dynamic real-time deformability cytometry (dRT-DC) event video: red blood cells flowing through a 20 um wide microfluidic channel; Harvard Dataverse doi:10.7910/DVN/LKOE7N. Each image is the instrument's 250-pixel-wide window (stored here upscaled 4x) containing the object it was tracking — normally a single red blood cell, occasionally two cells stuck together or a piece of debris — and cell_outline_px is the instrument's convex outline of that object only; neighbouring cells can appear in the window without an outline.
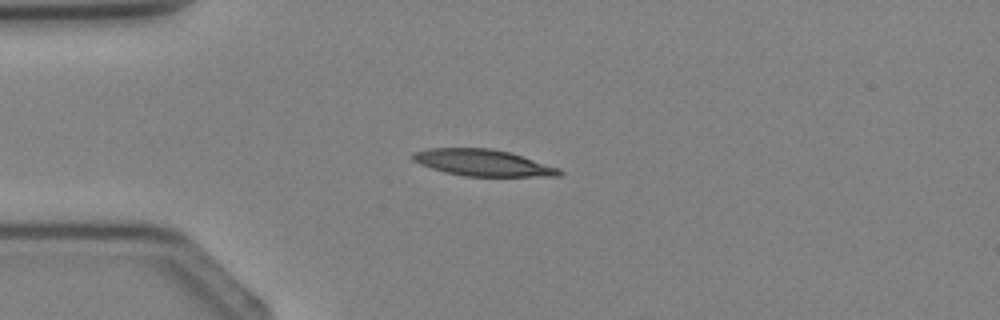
{"species": "Egyptian fruit bat (a non-hibernating species)", "species_latin": "Rousettus aegyptiacus", "temperature_condition": "cold", "stored_images_in_passage": 2, "camera_frame_rate_fps": 3000, "um_per_image_px": 0.085, "animal": {"sex": "female"}, "frame": {"image": 1, "passage_image": 2, "time_ms": 1.333, "image_size_px": [1000, 320], "cell_outline_px": [[564, 172], [560, 176], [464, 176], [444, 172], [420, 164], [412, 160], [412, 156], [416, 152], [428, 148], [492, 148], [508, 152], [560, 168]], "centroid_in_image_um": [41.05, 13.84], "position_along_channel_um": 44.0, "area_um2": 22.48}}